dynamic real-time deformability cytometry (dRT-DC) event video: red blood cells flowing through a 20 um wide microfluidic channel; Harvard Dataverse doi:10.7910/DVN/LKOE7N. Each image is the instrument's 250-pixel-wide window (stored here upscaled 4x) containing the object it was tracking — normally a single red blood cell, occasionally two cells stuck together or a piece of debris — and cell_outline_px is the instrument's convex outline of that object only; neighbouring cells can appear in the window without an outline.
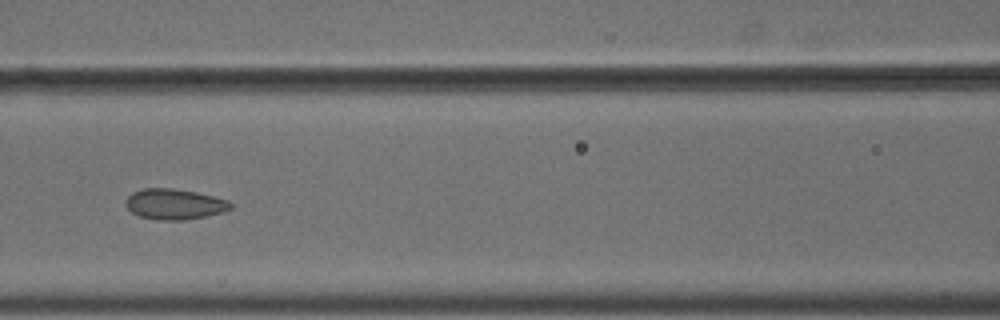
{"species": "common noctule bat (a hibernating species)", "species_latin": "Nyctalus noctula", "temperature_condition": "cold", "stored_images_in_passage": 10, "camera_frame_rate_fps": 3000, "um_per_image_px": 0.085, "animal": {"sex": "male", "body_mass_g": 18.8}, "frame": {"image": 1, "passage_image": 7, "time_ms": 2.0, "image_size_px": [1000, 320], "cell_outline_px": [[232, 208], [208, 216], [184, 220], [156, 220], [140, 216], [132, 212], [124, 204], [128, 196], [132, 192], [144, 188], [172, 188], [196, 192], [228, 200], [232, 204]], "centroid_in_image_um": [14.81, 17.35], "position_along_channel_um": 151.8, "area_um2": 18.67}}
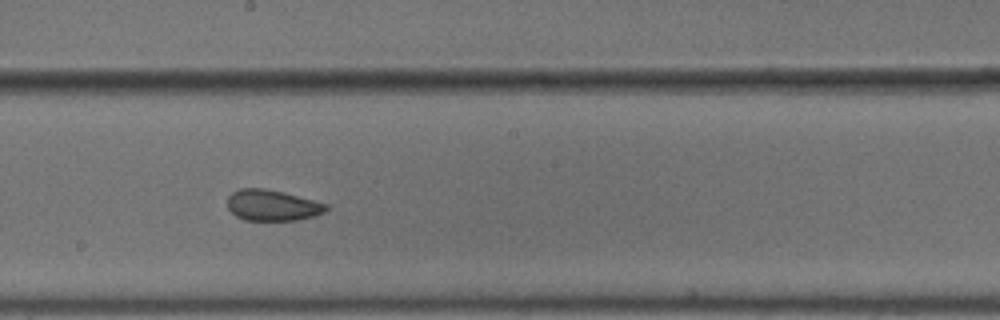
{"frame": {"image": 2, "passage_image": 9, "time_ms": 2.667, "image_size_px": [1000, 320], "cell_outline_px": [[328, 208], [324, 212], [312, 216], [296, 220], [244, 220], [236, 216], [228, 208], [228, 196], [232, 192], [240, 188], [264, 188], [284, 192], [328, 204]], "centroid_in_image_um": [23.13, 17.44], "position_along_channel_um": 225.1, "area_um2": 17.74}}
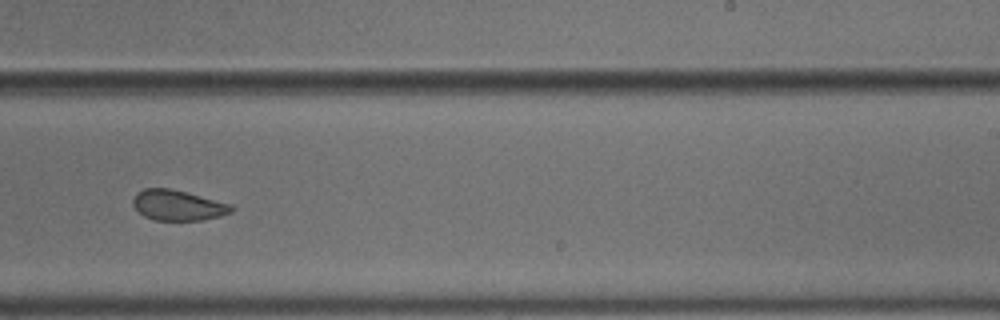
{"frame": {"image": 3, "passage_image": 10, "time_ms": 3.0, "image_size_px": [1000, 320], "cell_outline_px": [[236, 208], [232, 212], [220, 216], [204, 220], [152, 220], [144, 216], [132, 204], [132, 200], [136, 192], [144, 188], [172, 188], [232, 204]], "centroid_in_image_um": [15.14, 17.44], "position_along_channel_um": 273.9, "area_um2": 17.69}}